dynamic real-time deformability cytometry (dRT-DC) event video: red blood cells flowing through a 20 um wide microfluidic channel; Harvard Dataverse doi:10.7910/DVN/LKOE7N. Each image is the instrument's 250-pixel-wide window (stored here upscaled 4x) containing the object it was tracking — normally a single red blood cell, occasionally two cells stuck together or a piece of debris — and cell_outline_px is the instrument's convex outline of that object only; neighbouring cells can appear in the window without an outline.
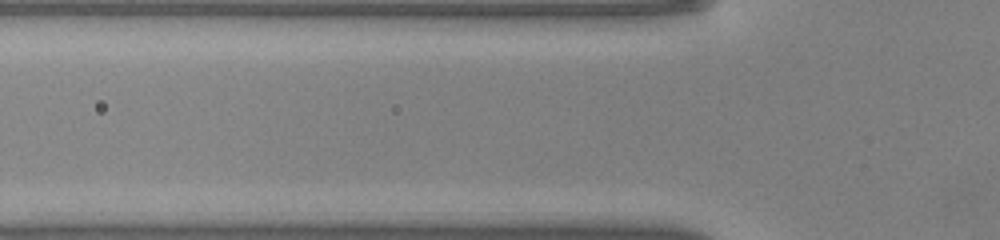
{"species": "common noctule bat (a hibernating species)", "species_latin": "Nyctalus noctula", "temperature_condition": "warm", "stored_images_in_passage": 3, "camera_frame_rate_fps": 3000, "um_per_image_px": 0.085, "animal": {"sex": "male", "body_mass_g": 20.0, "forearm_length_mm": 53.3}, "frame": {"image": 1, "passage_image": 2, "time_ms": 0.333, "image_size_px": [1000, 240], "cell_outline_px": [[652, 184], [524, 184], [504, 180], [504, 176], [512, 172], [572, 172], [636, 176], [648, 180]], "centroid_in_image_um": [48.65, 15.17], "position_along_channel_um": 77.2, "area_um2": 10.69}}